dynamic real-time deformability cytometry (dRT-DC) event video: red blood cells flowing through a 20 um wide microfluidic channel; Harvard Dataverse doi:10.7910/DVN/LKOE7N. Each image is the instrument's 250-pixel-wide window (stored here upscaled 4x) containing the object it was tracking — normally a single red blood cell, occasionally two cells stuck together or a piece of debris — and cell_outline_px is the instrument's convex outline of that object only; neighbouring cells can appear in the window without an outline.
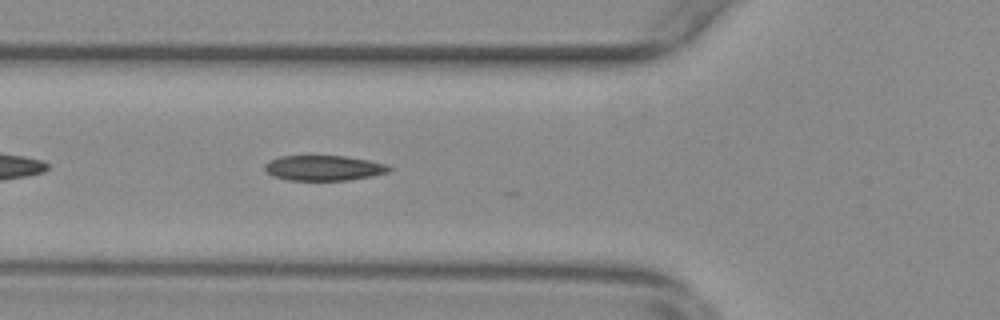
{"species": "common noctule bat (a hibernating species)", "species_latin": "Nyctalus noctula", "temperature_condition": "warm", "stored_images_in_passage": 6, "camera_frame_rate_fps": 3000, "um_per_image_px": 0.085, "animal": {"sex": "female", "body_mass_g": 29.2, "forearm_length_mm": 56.3}, "frame": {"image": 1, "passage_image": 5, "time_ms": 1.333, "image_size_px": [1000, 320], "cell_outline_px": [[392, 168], [388, 172], [372, 176], [348, 180], [288, 180], [272, 176], [264, 168], [264, 164], [280, 156], [344, 156], [368, 160], [388, 164]], "centroid_in_image_um": [27.54, 14.28], "position_along_channel_um": 98.3, "area_um2": 18.21}}